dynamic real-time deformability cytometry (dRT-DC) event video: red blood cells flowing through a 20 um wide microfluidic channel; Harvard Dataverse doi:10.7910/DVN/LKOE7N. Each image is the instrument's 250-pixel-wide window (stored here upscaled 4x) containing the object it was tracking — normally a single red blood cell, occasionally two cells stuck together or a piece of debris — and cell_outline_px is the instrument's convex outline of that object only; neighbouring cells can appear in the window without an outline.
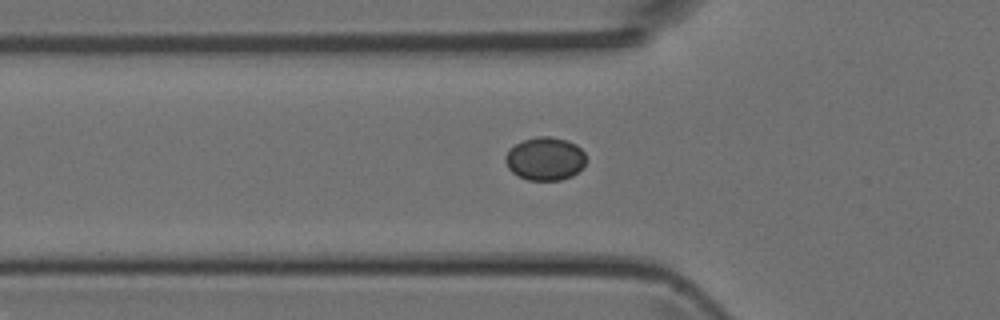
{"species": "Egyptian fruit bat (a non-hibernating species)", "species_latin": "Rousettus aegyptiacus", "temperature_condition": "room temperature", "stored_images_in_passage": 32, "camera_frame_rate_fps": 3000, "um_per_image_px": 0.085, "animal": {"sex": "female"}, "frame": {"image": 1, "passage_image": 7, "time_ms": 2.0, "image_size_px": [1000, 320], "cell_outline_px": [[584, 164], [572, 176], [560, 180], [528, 180], [512, 172], [508, 168], [504, 160], [504, 156], [508, 148], [524, 140], [536, 136], [548, 136], [568, 140], [576, 144], [584, 152]], "centroid_in_image_um": [46.29, 13.48], "position_along_channel_um": 79.5, "area_um2": 20.29}}
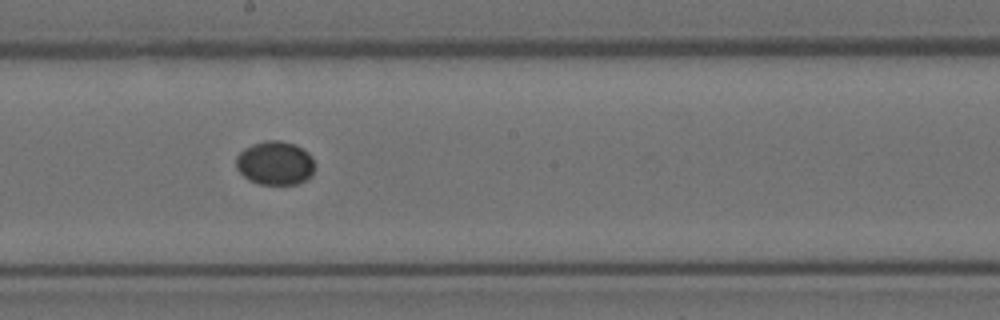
{"frame": {"image": 2, "passage_image": 17, "time_ms": 5.333, "image_size_px": [1000, 320], "cell_outline_px": [[312, 172], [304, 180], [296, 184], [260, 184], [248, 180], [236, 168], [236, 156], [244, 148], [252, 144], [264, 140], [280, 140], [296, 144], [308, 152], [312, 156]], "centroid_in_image_um": [23.34, 13.84], "position_along_channel_um": 224.9, "area_um2": 20.0}}
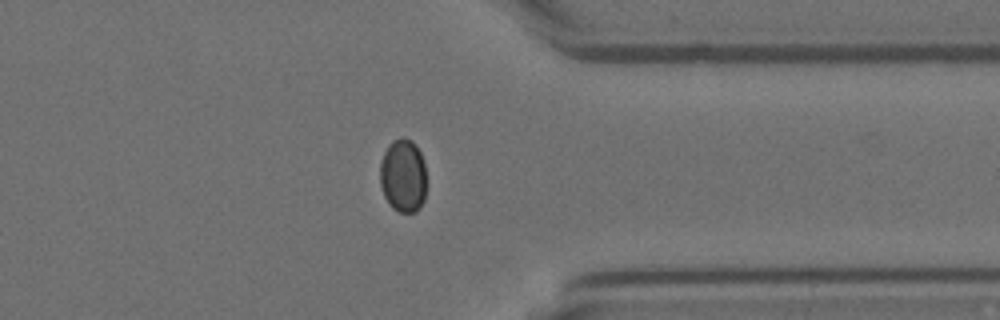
{"frame": {"image": 3, "passage_image": 28, "time_ms": 9.0, "image_size_px": [1000, 320], "cell_outline_px": [[424, 200], [420, 208], [416, 212], [400, 212], [392, 208], [388, 204], [384, 196], [380, 184], [380, 160], [388, 144], [392, 140], [400, 136], [404, 136], [412, 140], [416, 144], [420, 152], [424, 164]], "centroid_in_image_um": [34.23, 14.91], "position_along_channel_um": 377.2, "area_um2": 20.11}}